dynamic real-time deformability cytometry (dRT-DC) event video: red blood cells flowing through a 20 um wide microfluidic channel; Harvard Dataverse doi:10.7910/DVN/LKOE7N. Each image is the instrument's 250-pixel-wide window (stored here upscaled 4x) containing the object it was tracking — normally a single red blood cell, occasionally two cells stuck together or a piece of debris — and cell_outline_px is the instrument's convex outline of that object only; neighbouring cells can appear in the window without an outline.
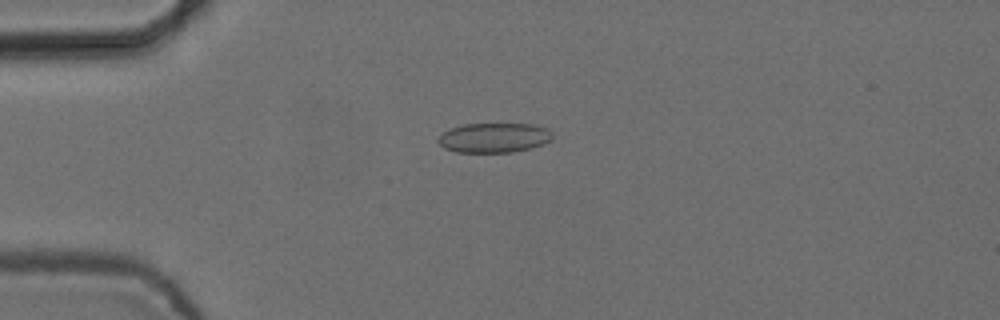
{"species": "common noctule bat (a hibernating species)", "species_latin": "Nyctalus noctula", "temperature_condition": "cold", "stored_images_in_passage": 6, "camera_frame_rate_fps": 3000, "um_per_image_px": 0.085, "animal": {"sex": "female", "body_mass_g": 24.6, "forearm_length_mm": 56.2}, "frame": {"image": 1, "passage_image": 4, "time_ms": 1.0, "image_size_px": [1000, 320], "cell_outline_px": [[552, 140], [544, 144], [512, 152], [456, 152], [444, 148], [436, 140], [444, 132], [452, 128], [464, 124], [536, 124], [548, 128], [552, 132]], "centroid_in_image_um": [42.02, 11.7], "position_along_channel_um": 43.0, "area_um2": 19.77}}